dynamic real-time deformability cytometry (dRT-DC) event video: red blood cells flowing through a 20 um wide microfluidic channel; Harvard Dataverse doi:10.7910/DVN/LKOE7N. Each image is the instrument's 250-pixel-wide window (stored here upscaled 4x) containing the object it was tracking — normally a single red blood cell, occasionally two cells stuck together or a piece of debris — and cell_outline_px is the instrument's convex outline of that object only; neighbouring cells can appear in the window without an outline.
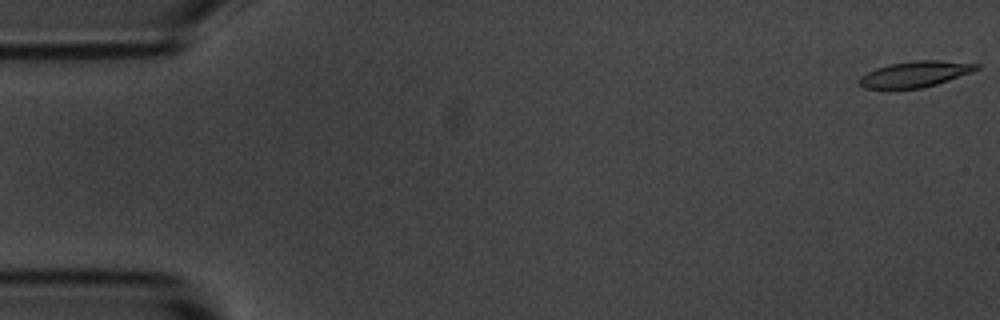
{"species": "common noctule bat (a hibernating species)", "species_latin": "Nyctalus noctula", "temperature_condition": "room temperature", "stored_images_in_passage": 6, "camera_frame_rate_fps": 3000, "um_per_image_px": 0.085, "animal": {"sex": "male", "body_mass_g": 20.1, "forearm_length_mm": 53.5}, "frame": {"image": 1, "passage_image": 1, "time_ms": 0.0, "image_size_px": [1000, 320], "cell_outline_px": [[980, 68], [972, 72], [936, 84], [920, 88], [864, 88], [860, 84], [860, 76], [876, 68], [888, 64], [916, 60], [936, 60], [980, 64]], "centroid_in_image_um": [77.8, 6.28], "position_along_channel_um": 7.2, "area_um2": 17.4}}
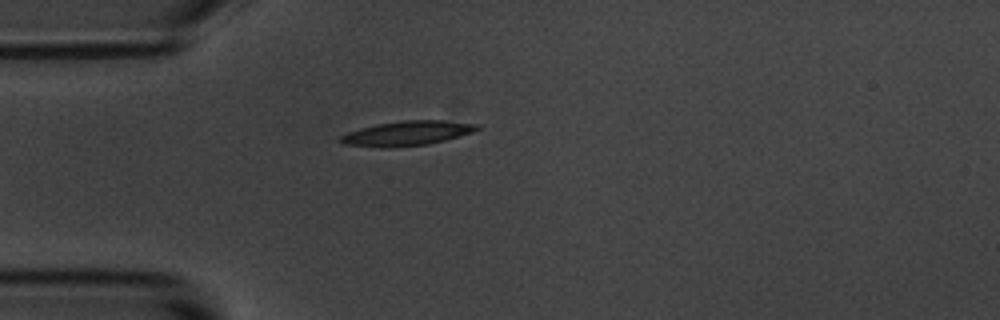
{"frame": {"image": 2, "passage_image": 5, "time_ms": 4.667, "image_size_px": [1000, 320], "cell_outline_px": [[480, 128], [472, 132], [444, 140], [428, 144], [388, 148], [344, 144], [340, 140], [340, 136], [348, 132], [360, 128], [376, 124], [404, 120], [440, 120], [480, 124]], "centroid_in_image_um": [34.6, 11.32], "position_along_channel_um": 50.4, "area_um2": 19.42}}